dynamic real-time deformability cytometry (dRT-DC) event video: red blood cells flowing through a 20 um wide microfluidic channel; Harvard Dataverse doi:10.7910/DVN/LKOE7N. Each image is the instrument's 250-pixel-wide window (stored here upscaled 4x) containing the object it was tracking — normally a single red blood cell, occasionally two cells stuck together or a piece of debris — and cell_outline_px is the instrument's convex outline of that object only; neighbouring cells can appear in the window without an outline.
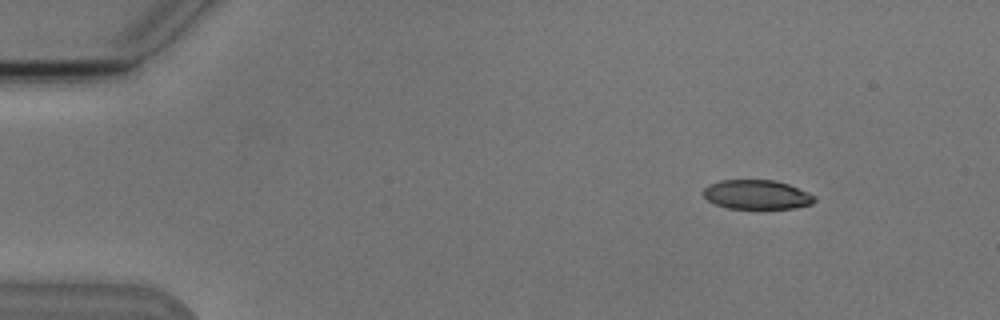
{"species": "Egyptian fruit bat (a non-hibernating species)", "species_latin": "Rousettus aegyptiacus", "temperature_condition": "cold", "stored_images_in_passage": 4, "camera_frame_rate_fps": 3000, "um_per_image_px": 0.085, "animal": {"sex": "male"}, "frame": {"image": 1, "passage_image": 1, "time_ms": 0.0, "image_size_px": [1000, 320], "cell_outline_px": [[816, 200], [812, 204], [792, 208], [728, 208], [716, 204], [708, 200], [704, 196], [704, 188], [708, 184], [720, 180], [772, 180], [788, 184], [808, 192], [816, 196]], "centroid_in_image_um": [64.34, 16.53], "position_along_channel_um": 20.7, "area_um2": 18.84}}